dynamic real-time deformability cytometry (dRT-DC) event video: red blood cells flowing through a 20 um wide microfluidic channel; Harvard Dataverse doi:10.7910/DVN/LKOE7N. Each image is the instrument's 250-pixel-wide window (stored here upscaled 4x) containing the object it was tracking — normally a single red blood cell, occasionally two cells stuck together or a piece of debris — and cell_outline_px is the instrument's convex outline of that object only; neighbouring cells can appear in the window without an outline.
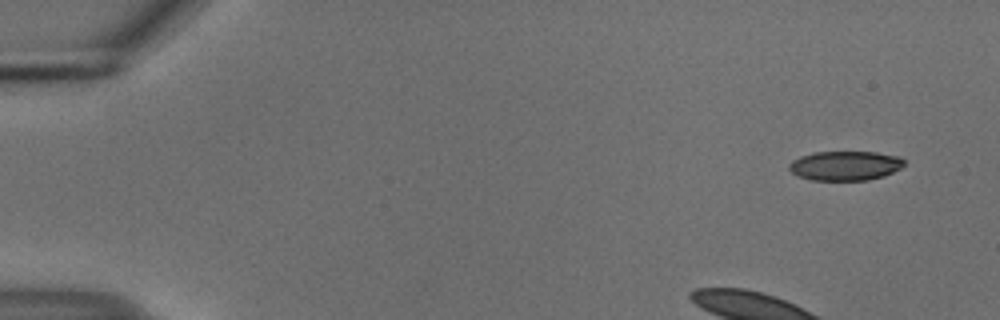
{"species": "common noctule bat (a hibernating species)", "species_latin": "Nyctalus noctula", "temperature_condition": "cold", "stored_images_in_passage": 51, "camera_frame_rate_fps": 3000, "um_per_image_px": 0.085, "animal": {"sex": "male", "body_mass_g": 18.8}, "frame": {"image": 1, "passage_image": 1, "time_ms": 0.0, "image_size_px": [1000, 320], "cell_outline_px": [[904, 164], [900, 168], [884, 176], [868, 180], [812, 180], [796, 176], [788, 168], [788, 164], [792, 160], [800, 156], [812, 152], [876, 152], [900, 156], [904, 160]], "centroid_in_image_um": [71.81, 14.08], "position_along_channel_um": 13.2, "area_um2": 19.88}}
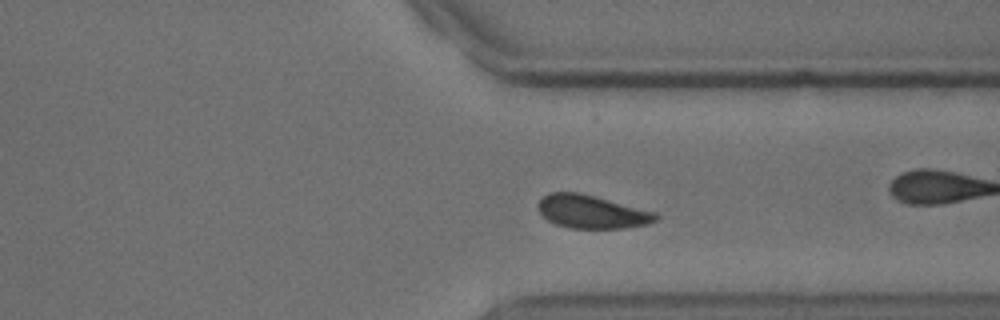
{"frame": {"image": 2, "passage_image": 37, "time_ms": 12.0, "image_size_px": [1000, 320], "cell_outline_px": [[660, 216], [656, 220], [648, 224], [624, 228], [568, 228], [556, 224], [548, 220], [540, 212], [536, 204], [548, 192], [580, 192], [656, 212]], "centroid_in_image_um": [50.3, 17.99], "position_along_channel_um": 361.1, "area_um2": 22.83}, "authors_computed_cell_mechanics": {"area_um2": 23.698, "velocity_mm_per_s": 3.6745, "shape_relaxation_time_tau1_ms": 4.0143, "shape_relaxation_time_tau2_ms": 1.5999, "deformation_change_tau1": 0.1038, "deformation_change_tau2": 0.0528}}